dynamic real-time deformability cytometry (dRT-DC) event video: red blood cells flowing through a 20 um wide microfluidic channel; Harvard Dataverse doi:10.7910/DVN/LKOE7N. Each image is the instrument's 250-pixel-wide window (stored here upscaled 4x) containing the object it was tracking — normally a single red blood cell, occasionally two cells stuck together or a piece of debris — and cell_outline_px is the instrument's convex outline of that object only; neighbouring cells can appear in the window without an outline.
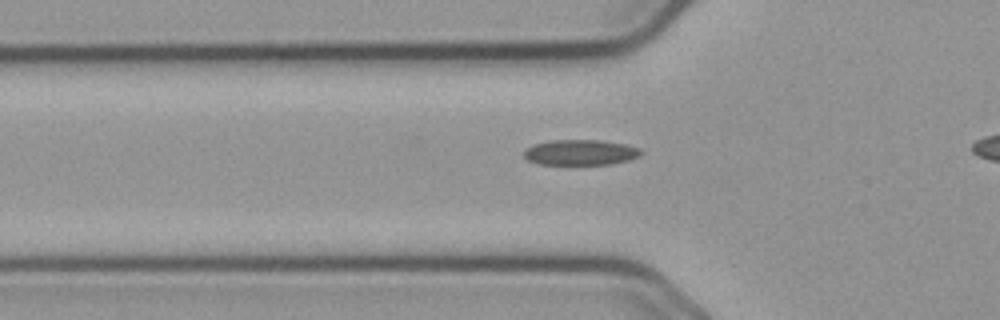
{"species": "common noctule bat (a hibernating species)", "species_latin": "Nyctalus noctula", "temperature_condition": "cold", "stored_images_in_passage": 40, "camera_frame_rate_fps": 3000, "um_per_image_px": 0.085, "animal": {"sex": "male", "body_mass_g": 23.1, "forearm_length_mm": 52.7}, "frame": {"image": 1, "passage_image": 13, "time_ms": 4.0, "image_size_px": [1000, 320], "cell_outline_px": [[644, 152], [640, 156], [628, 160], [608, 164], [540, 164], [528, 160], [524, 156], [524, 152], [532, 144], [552, 140], [600, 140], [624, 144], [640, 148]], "centroid_in_image_um": [49.36, 12.95], "position_along_channel_um": 76.4, "area_um2": 17.28}}
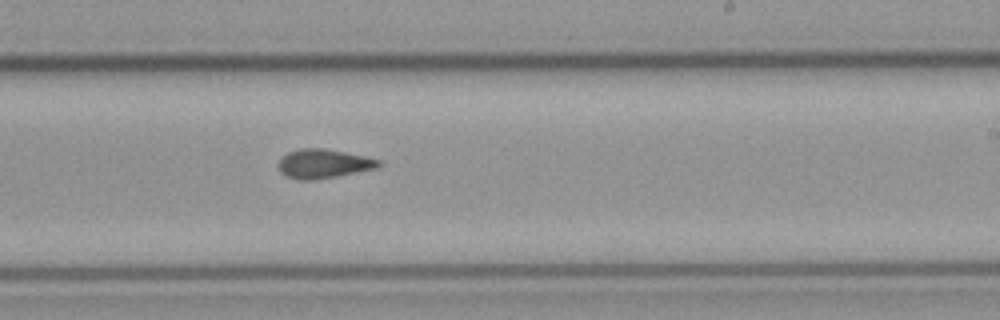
{"frame": {"image": 2, "passage_image": 28, "time_ms": 9.0, "image_size_px": [1000, 320], "cell_outline_px": [[380, 164], [376, 168], [336, 176], [312, 180], [296, 180], [284, 176], [280, 172], [280, 160], [288, 152], [300, 148], [324, 148], [364, 156], [380, 160]], "centroid_in_image_um": [27.46, 13.92], "position_along_channel_um": 261.5, "area_um2": 16.76}}
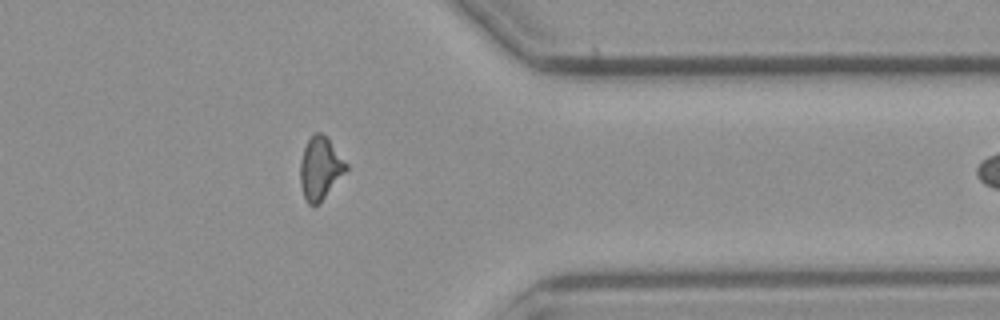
{"frame": {"image": 3, "passage_image": 39, "time_ms": 12.667, "image_size_px": [1000, 320], "cell_outline_px": [[348, 168], [324, 196], [316, 204], [308, 204], [304, 196], [300, 184], [300, 160], [304, 148], [308, 140], [316, 132], [320, 132], [328, 136], [348, 164]], "centroid_in_image_um": [27.21, 14.23], "position_along_channel_um": 384.2, "area_um2": 16.47}}